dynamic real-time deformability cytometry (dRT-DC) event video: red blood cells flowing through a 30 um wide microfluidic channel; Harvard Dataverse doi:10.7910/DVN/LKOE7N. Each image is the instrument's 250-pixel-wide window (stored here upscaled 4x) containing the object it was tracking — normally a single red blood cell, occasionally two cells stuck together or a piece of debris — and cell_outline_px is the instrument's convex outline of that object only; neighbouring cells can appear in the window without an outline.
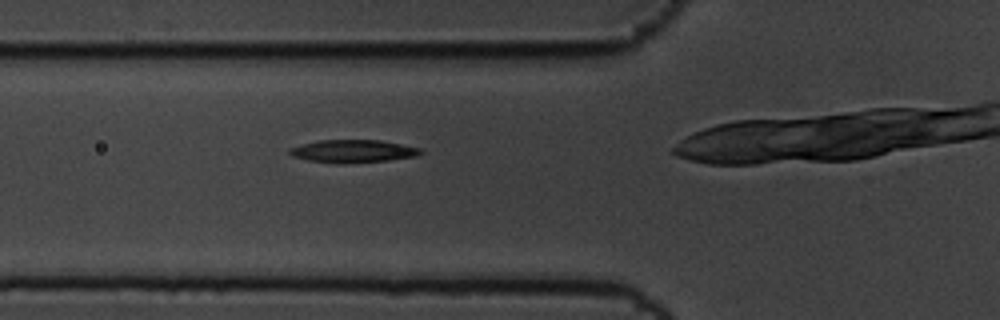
{"species": "common noctule bat (a hibernating species)", "species_latin": "Nyctalus noctula", "temperature_condition": "cold", "stored_images_in_passage": 2, "camera_frame_rate_fps": 3000, "um_per_image_px": 0.085, "animal": {"sex": "male", "body_mass_g": 19.5, "forearm_length_mm": 54.6}, "frame": {"image": 1, "passage_image": 2, "time_ms": 0.333, "image_size_px": [1000, 320], "cell_outline_px": [[424, 152], [416, 156], [388, 160], [340, 164], [308, 160], [292, 156], [288, 152], [288, 148], [300, 144], [320, 140], [380, 140], [420, 148]], "centroid_in_image_um": [29.96, 12.85], "position_along_channel_um": 95.8, "area_um2": 17.4}}